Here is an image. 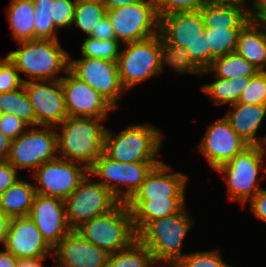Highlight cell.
<instances>
[{
    "label": "cell",
    "instance_id": "25",
    "mask_svg": "<svg viewBox=\"0 0 266 267\" xmlns=\"http://www.w3.org/2000/svg\"><path fill=\"white\" fill-rule=\"evenodd\" d=\"M34 186L18 179L0 195V212L11 218L28 216L36 195Z\"/></svg>",
    "mask_w": 266,
    "mask_h": 267
},
{
    "label": "cell",
    "instance_id": "40",
    "mask_svg": "<svg viewBox=\"0 0 266 267\" xmlns=\"http://www.w3.org/2000/svg\"><path fill=\"white\" fill-rule=\"evenodd\" d=\"M26 80L21 78L16 66L8 57L0 64V93L21 88Z\"/></svg>",
    "mask_w": 266,
    "mask_h": 267
},
{
    "label": "cell",
    "instance_id": "2",
    "mask_svg": "<svg viewBox=\"0 0 266 267\" xmlns=\"http://www.w3.org/2000/svg\"><path fill=\"white\" fill-rule=\"evenodd\" d=\"M18 44L20 47L7 57L19 72L26 74V81L60 80L62 77L57 74L68 71L69 53L58 40L35 39Z\"/></svg>",
    "mask_w": 266,
    "mask_h": 267
},
{
    "label": "cell",
    "instance_id": "44",
    "mask_svg": "<svg viewBox=\"0 0 266 267\" xmlns=\"http://www.w3.org/2000/svg\"><path fill=\"white\" fill-rule=\"evenodd\" d=\"M89 36L100 40L116 39L114 29L107 15L98 21L96 29H93Z\"/></svg>",
    "mask_w": 266,
    "mask_h": 267
},
{
    "label": "cell",
    "instance_id": "31",
    "mask_svg": "<svg viewBox=\"0 0 266 267\" xmlns=\"http://www.w3.org/2000/svg\"><path fill=\"white\" fill-rule=\"evenodd\" d=\"M0 114H14L30 127L36 126V118L24 86L0 93Z\"/></svg>",
    "mask_w": 266,
    "mask_h": 267
},
{
    "label": "cell",
    "instance_id": "41",
    "mask_svg": "<svg viewBox=\"0 0 266 267\" xmlns=\"http://www.w3.org/2000/svg\"><path fill=\"white\" fill-rule=\"evenodd\" d=\"M73 0H53V21L56 29L71 27L74 20Z\"/></svg>",
    "mask_w": 266,
    "mask_h": 267
},
{
    "label": "cell",
    "instance_id": "22",
    "mask_svg": "<svg viewBox=\"0 0 266 267\" xmlns=\"http://www.w3.org/2000/svg\"><path fill=\"white\" fill-rule=\"evenodd\" d=\"M185 201V198L130 199L126 204L138 234L150 221L178 213L185 207Z\"/></svg>",
    "mask_w": 266,
    "mask_h": 267
},
{
    "label": "cell",
    "instance_id": "10",
    "mask_svg": "<svg viewBox=\"0 0 266 267\" xmlns=\"http://www.w3.org/2000/svg\"><path fill=\"white\" fill-rule=\"evenodd\" d=\"M117 65L122 86L131 90L136 84L160 74V34L146 40L124 44Z\"/></svg>",
    "mask_w": 266,
    "mask_h": 267
},
{
    "label": "cell",
    "instance_id": "46",
    "mask_svg": "<svg viewBox=\"0 0 266 267\" xmlns=\"http://www.w3.org/2000/svg\"><path fill=\"white\" fill-rule=\"evenodd\" d=\"M251 5L252 9H248L250 21H258L266 13V0H251Z\"/></svg>",
    "mask_w": 266,
    "mask_h": 267
},
{
    "label": "cell",
    "instance_id": "15",
    "mask_svg": "<svg viewBox=\"0 0 266 267\" xmlns=\"http://www.w3.org/2000/svg\"><path fill=\"white\" fill-rule=\"evenodd\" d=\"M23 86L33 107L37 126L56 127L68 117L60 80L26 81Z\"/></svg>",
    "mask_w": 266,
    "mask_h": 267
},
{
    "label": "cell",
    "instance_id": "48",
    "mask_svg": "<svg viewBox=\"0 0 266 267\" xmlns=\"http://www.w3.org/2000/svg\"><path fill=\"white\" fill-rule=\"evenodd\" d=\"M17 258L5 248L0 251V267H16Z\"/></svg>",
    "mask_w": 266,
    "mask_h": 267
},
{
    "label": "cell",
    "instance_id": "43",
    "mask_svg": "<svg viewBox=\"0 0 266 267\" xmlns=\"http://www.w3.org/2000/svg\"><path fill=\"white\" fill-rule=\"evenodd\" d=\"M17 174L8 161L0 162V195L19 179Z\"/></svg>",
    "mask_w": 266,
    "mask_h": 267
},
{
    "label": "cell",
    "instance_id": "35",
    "mask_svg": "<svg viewBox=\"0 0 266 267\" xmlns=\"http://www.w3.org/2000/svg\"><path fill=\"white\" fill-rule=\"evenodd\" d=\"M105 15L106 9L102 2L75 4L73 24L89 36Z\"/></svg>",
    "mask_w": 266,
    "mask_h": 267
},
{
    "label": "cell",
    "instance_id": "9",
    "mask_svg": "<svg viewBox=\"0 0 266 267\" xmlns=\"http://www.w3.org/2000/svg\"><path fill=\"white\" fill-rule=\"evenodd\" d=\"M106 15L120 44L146 40L159 33V17L153 0H139L106 10Z\"/></svg>",
    "mask_w": 266,
    "mask_h": 267
},
{
    "label": "cell",
    "instance_id": "38",
    "mask_svg": "<svg viewBox=\"0 0 266 267\" xmlns=\"http://www.w3.org/2000/svg\"><path fill=\"white\" fill-rule=\"evenodd\" d=\"M238 102L266 105V71H259L250 78L248 85L240 94Z\"/></svg>",
    "mask_w": 266,
    "mask_h": 267
},
{
    "label": "cell",
    "instance_id": "29",
    "mask_svg": "<svg viewBox=\"0 0 266 267\" xmlns=\"http://www.w3.org/2000/svg\"><path fill=\"white\" fill-rule=\"evenodd\" d=\"M251 77H238L232 80L215 77V81L204 84L201 90L209 95L215 105L234 104L246 88Z\"/></svg>",
    "mask_w": 266,
    "mask_h": 267
},
{
    "label": "cell",
    "instance_id": "36",
    "mask_svg": "<svg viewBox=\"0 0 266 267\" xmlns=\"http://www.w3.org/2000/svg\"><path fill=\"white\" fill-rule=\"evenodd\" d=\"M120 43L116 39L100 40L86 36L81 46L82 57L118 61Z\"/></svg>",
    "mask_w": 266,
    "mask_h": 267
},
{
    "label": "cell",
    "instance_id": "33",
    "mask_svg": "<svg viewBox=\"0 0 266 267\" xmlns=\"http://www.w3.org/2000/svg\"><path fill=\"white\" fill-rule=\"evenodd\" d=\"M242 28H205L204 35L214 58L236 51L238 36Z\"/></svg>",
    "mask_w": 266,
    "mask_h": 267
},
{
    "label": "cell",
    "instance_id": "57",
    "mask_svg": "<svg viewBox=\"0 0 266 267\" xmlns=\"http://www.w3.org/2000/svg\"><path fill=\"white\" fill-rule=\"evenodd\" d=\"M6 58H7V56L4 57V59H3V58L1 59V57H0V64H1Z\"/></svg>",
    "mask_w": 266,
    "mask_h": 267
},
{
    "label": "cell",
    "instance_id": "56",
    "mask_svg": "<svg viewBox=\"0 0 266 267\" xmlns=\"http://www.w3.org/2000/svg\"><path fill=\"white\" fill-rule=\"evenodd\" d=\"M167 266H169V267H176L175 265H167ZM156 267H165V266L163 264H160V265H157Z\"/></svg>",
    "mask_w": 266,
    "mask_h": 267
},
{
    "label": "cell",
    "instance_id": "14",
    "mask_svg": "<svg viewBox=\"0 0 266 267\" xmlns=\"http://www.w3.org/2000/svg\"><path fill=\"white\" fill-rule=\"evenodd\" d=\"M68 70L101 94L115 109L118 99L126 92L122 86L117 61L100 58L72 60L69 55Z\"/></svg>",
    "mask_w": 266,
    "mask_h": 267
},
{
    "label": "cell",
    "instance_id": "34",
    "mask_svg": "<svg viewBox=\"0 0 266 267\" xmlns=\"http://www.w3.org/2000/svg\"><path fill=\"white\" fill-rule=\"evenodd\" d=\"M34 4L35 39L58 40L53 17V0H32Z\"/></svg>",
    "mask_w": 266,
    "mask_h": 267
},
{
    "label": "cell",
    "instance_id": "11",
    "mask_svg": "<svg viewBox=\"0 0 266 267\" xmlns=\"http://www.w3.org/2000/svg\"><path fill=\"white\" fill-rule=\"evenodd\" d=\"M91 179L87 174L64 200L66 220L71 229H76L83 222L113 210L120 203L108 188L97 181L92 182Z\"/></svg>",
    "mask_w": 266,
    "mask_h": 267
},
{
    "label": "cell",
    "instance_id": "50",
    "mask_svg": "<svg viewBox=\"0 0 266 267\" xmlns=\"http://www.w3.org/2000/svg\"><path fill=\"white\" fill-rule=\"evenodd\" d=\"M44 259L46 258H21L17 260L16 267H44Z\"/></svg>",
    "mask_w": 266,
    "mask_h": 267
},
{
    "label": "cell",
    "instance_id": "4",
    "mask_svg": "<svg viewBox=\"0 0 266 267\" xmlns=\"http://www.w3.org/2000/svg\"><path fill=\"white\" fill-rule=\"evenodd\" d=\"M200 10L175 12L159 17V34L169 43L185 47L190 59L201 70L215 59L210 52Z\"/></svg>",
    "mask_w": 266,
    "mask_h": 267
},
{
    "label": "cell",
    "instance_id": "53",
    "mask_svg": "<svg viewBox=\"0 0 266 267\" xmlns=\"http://www.w3.org/2000/svg\"><path fill=\"white\" fill-rule=\"evenodd\" d=\"M75 4L101 2V0H73Z\"/></svg>",
    "mask_w": 266,
    "mask_h": 267
},
{
    "label": "cell",
    "instance_id": "7",
    "mask_svg": "<svg viewBox=\"0 0 266 267\" xmlns=\"http://www.w3.org/2000/svg\"><path fill=\"white\" fill-rule=\"evenodd\" d=\"M265 155L266 152L260 145H249L231 161L216 169L224 174L230 200L245 205L262 189L257 186V179L260 180L257 176L263 168ZM262 170L266 173V166Z\"/></svg>",
    "mask_w": 266,
    "mask_h": 267
},
{
    "label": "cell",
    "instance_id": "27",
    "mask_svg": "<svg viewBox=\"0 0 266 267\" xmlns=\"http://www.w3.org/2000/svg\"><path fill=\"white\" fill-rule=\"evenodd\" d=\"M7 10V20L14 40H35L33 1L11 0Z\"/></svg>",
    "mask_w": 266,
    "mask_h": 267
},
{
    "label": "cell",
    "instance_id": "39",
    "mask_svg": "<svg viewBox=\"0 0 266 267\" xmlns=\"http://www.w3.org/2000/svg\"><path fill=\"white\" fill-rule=\"evenodd\" d=\"M158 17L175 12L200 10L204 0H153Z\"/></svg>",
    "mask_w": 266,
    "mask_h": 267
},
{
    "label": "cell",
    "instance_id": "19",
    "mask_svg": "<svg viewBox=\"0 0 266 267\" xmlns=\"http://www.w3.org/2000/svg\"><path fill=\"white\" fill-rule=\"evenodd\" d=\"M58 267H107L109 254L72 229L54 248Z\"/></svg>",
    "mask_w": 266,
    "mask_h": 267
},
{
    "label": "cell",
    "instance_id": "52",
    "mask_svg": "<svg viewBox=\"0 0 266 267\" xmlns=\"http://www.w3.org/2000/svg\"><path fill=\"white\" fill-rule=\"evenodd\" d=\"M248 0H204L205 3L215 4V5H235L242 8H245L247 11L249 7L246 8L245 3ZM251 2V0L249 1Z\"/></svg>",
    "mask_w": 266,
    "mask_h": 267
},
{
    "label": "cell",
    "instance_id": "1",
    "mask_svg": "<svg viewBox=\"0 0 266 267\" xmlns=\"http://www.w3.org/2000/svg\"><path fill=\"white\" fill-rule=\"evenodd\" d=\"M104 120L68 116L55 127L61 132H57V154L60 153V157L79 162L89 169L103 153L106 128L101 122Z\"/></svg>",
    "mask_w": 266,
    "mask_h": 267
},
{
    "label": "cell",
    "instance_id": "47",
    "mask_svg": "<svg viewBox=\"0 0 266 267\" xmlns=\"http://www.w3.org/2000/svg\"><path fill=\"white\" fill-rule=\"evenodd\" d=\"M11 219L10 216L0 212V245L5 244Z\"/></svg>",
    "mask_w": 266,
    "mask_h": 267
},
{
    "label": "cell",
    "instance_id": "16",
    "mask_svg": "<svg viewBox=\"0 0 266 267\" xmlns=\"http://www.w3.org/2000/svg\"><path fill=\"white\" fill-rule=\"evenodd\" d=\"M63 76L61 86L64 92L65 108L71 117H92L105 119L115 108L86 82L81 81L69 70Z\"/></svg>",
    "mask_w": 266,
    "mask_h": 267
},
{
    "label": "cell",
    "instance_id": "24",
    "mask_svg": "<svg viewBox=\"0 0 266 267\" xmlns=\"http://www.w3.org/2000/svg\"><path fill=\"white\" fill-rule=\"evenodd\" d=\"M236 52L259 71H266V29L258 21H249L242 28Z\"/></svg>",
    "mask_w": 266,
    "mask_h": 267
},
{
    "label": "cell",
    "instance_id": "21",
    "mask_svg": "<svg viewBox=\"0 0 266 267\" xmlns=\"http://www.w3.org/2000/svg\"><path fill=\"white\" fill-rule=\"evenodd\" d=\"M170 170L166 163L155 165L131 199L185 198L188 177Z\"/></svg>",
    "mask_w": 266,
    "mask_h": 267
},
{
    "label": "cell",
    "instance_id": "32",
    "mask_svg": "<svg viewBox=\"0 0 266 267\" xmlns=\"http://www.w3.org/2000/svg\"><path fill=\"white\" fill-rule=\"evenodd\" d=\"M155 259L138 239L128 248L109 254L107 267H153Z\"/></svg>",
    "mask_w": 266,
    "mask_h": 267
},
{
    "label": "cell",
    "instance_id": "28",
    "mask_svg": "<svg viewBox=\"0 0 266 267\" xmlns=\"http://www.w3.org/2000/svg\"><path fill=\"white\" fill-rule=\"evenodd\" d=\"M259 70L236 51L225 56L215 58L210 67L203 70L202 75L214 74L215 77L235 79L238 77H253Z\"/></svg>",
    "mask_w": 266,
    "mask_h": 267
},
{
    "label": "cell",
    "instance_id": "8",
    "mask_svg": "<svg viewBox=\"0 0 266 267\" xmlns=\"http://www.w3.org/2000/svg\"><path fill=\"white\" fill-rule=\"evenodd\" d=\"M161 162L121 163L102 153L88 169L90 176L102 179L97 182L108 188L122 203H127L138 191L152 168ZM125 186L126 190L121 188Z\"/></svg>",
    "mask_w": 266,
    "mask_h": 267
},
{
    "label": "cell",
    "instance_id": "20",
    "mask_svg": "<svg viewBox=\"0 0 266 267\" xmlns=\"http://www.w3.org/2000/svg\"><path fill=\"white\" fill-rule=\"evenodd\" d=\"M4 247L17 259L47 258L53 248L28 216L13 217Z\"/></svg>",
    "mask_w": 266,
    "mask_h": 267
},
{
    "label": "cell",
    "instance_id": "26",
    "mask_svg": "<svg viewBox=\"0 0 266 267\" xmlns=\"http://www.w3.org/2000/svg\"><path fill=\"white\" fill-rule=\"evenodd\" d=\"M200 12L205 28H243L250 21L248 11L235 5L204 3Z\"/></svg>",
    "mask_w": 266,
    "mask_h": 267
},
{
    "label": "cell",
    "instance_id": "18",
    "mask_svg": "<svg viewBox=\"0 0 266 267\" xmlns=\"http://www.w3.org/2000/svg\"><path fill=\"white\" fill-rule=\"evenodd\" d=\"M28 217L54 248L72 229L66 220L64 200L36 194Z\"/></svg>",
    "mask_w": 266,
    "mask_h": 267
},
{
    "label": "cell",
    "instance_id": "12",
    "mask_svg": "<svg viewBox=\"0 0 266 267\" xmlns=\"http://www.w3.org/2000/svg\"><path fill=\"white\" fill-rule=\"evenodd\" d=\"M40 127L31 126L11 141L7 161L17 171L24 168L35 171L45 162L58 157L57 130L54 126Z\"/></svg>",
    "mask_w": 266,
    "mask_h": 267
},
{
    "label": "cell",
    "instance_id": "49",
    "mask_svg": "<svg viewBox=\"0 0 266 267\" xmlns=\"http://www.w3.org/2000/svg\"><path fill=\"white\" fill-rule=\"evenodd\" d=\"M11 140L0 131V162L7 161Z\"/></svg>",
    "mask_w": 266,
    "mask_h": 267
},
{
    "label": "cell",
    "instance_id": "3",
    "mask_svg": "<svg viewBox=\"0 0 266 267\" xmlns=\"http://www.w3.org/2000/svg\"><path fill=\"white\" fill-rule=\"evenodd\" d=\"M185 209L150 221L137 234V239L148 248L157 264L176 265L186 255L181 253L182 242L193 220Z\"/></svg>",
    "mask_w": 266,
    "mask_h": 267
},
{
    "label": "cell",
    "instance_id": "30",
    "mask_svg": "<svg viewBox=\"0 0 266 267\" xmlns=\"http://www.w3.org/2000/svg\"><path fill=\"white\" fill-rule=\"evenodd\" d=\"M164 65L175 69L178 75L189 73L201 76L202 73L190 59L185 47L172 45L160 35V73L164 72Z\"/></svg>",
    "mask_w": 266,
    "mask_h": 267
},
{
    "label": "cell",
    "instance_id": "54",
    "mask_svg": "<svg viewBox=\"0 0 266 267\" xmlns=\"http://www.w3.org/2000/svg\"><path fill=\"white\" fill-rule=\"evenodd\" d=\"M258 22L266 29V13L258 20Z\"/></svg>",
    "mask_w": 266,
    "mask_h": 267
},
{
    "label": "cell",
    "instance_id": "13",
    "mask_svg": "<svg viewBox=\"0 0 266 267\" xmlns=\"http://www.w3.org/2000/svg\"><path fill=\"white\" fill-rule=\"evenodd\" d=\"M87 174L83 164L58 156L39 166L31 176L37 183L36 194L65 200Z\"/></svg>",
    "mask_w": 266,
    "mask_h": 267
},
{
    "label": "cell",
    "instance_id": "55",
    "mask_svg": "<svg viewBox=\"0 0 266 267\" xmlns=\"http://www.w3.org/2000/svg\"><path fill=\"white\" fill-rule=\"evenodd\" d=\"M265 145H266V135L264 136L263 142L260 145L264 149V151L266 152V146Z\"/></svg>",
    "mask_w": 266,
    "mask_h": 267
},
{
    "label": "cell",
    "instance_id": "6",
    "mask_svg": "<svg viewBox=\"0 0 266 267\" xmlns=\"http://www.w3.org/2000/svg\"><path fill=\"white\" fill-rule=\"evenodd\" d=\"M75 230L108 254L124 250L137 240L132 213L122 202L113 210L83 222Z\"/></svg>",
    "mask_w": 266,
    "mask_h": 267
},
{
    "label": "cell",
    "instance_id": "23",
    "mask_svg": "<svg viewBox=\"0 0 266 267\" xmlns=\"http://www.w3.org/2000/svg\"><path fill=\"white\" fill-rule=\"evenodd\" d=\"M225 115L233 130L249 145H261L264 137L257 138V131L266 116V105L234 103Z\"/></svg>",
    "mask_w": 266,
    "mask_h": 267
},
{
    "label": "cell",
    "instance_id": "17",
    "mask_svg": "<svg viewBox=\"0 0 266 267\" xmlns=\"http://www.w3.org/2000/svg\"><path fill=\"white\" fill-rule=\"evenodd\" d=\"M249 144L232 128L228 120L223 118L209 125L199 149L209 164L216 170L221 164L231 161Z\"/></svg>",
    "mask_w": 266,
    "mask_h": 267
},
{
    "label": "cell",
    "instance_id": "5",
    "mask_svg": "<svg viewBox=\"0 0 266 267\" xmlns=\"http://www.w3.org/2000/svg\"><path fill=\"white\" fill-rule=\"evenodd\" d=\"M105 131L103 153L121 163L162 162L157 156L161 150L162 132L150 124L130 125L118 135Z\"/></svg>",
    "mask_w": 266,
    "mask_h": 267
},
{
    "label": "cell",
    "instance_id": "37",
    "mask_svg": "<svg viewBox=\"0 0 266 267\" xmlns=\"http://www.w3.org/2000/svg\"><path fill=\"white\" fill-rule=\"evenodd\" d=\"M176 267H232L222 258L219 250L196 251L186 254Z\"/></svg>",
    "mask_w": 266,
    "mask_h": 267
},
{
    "label": "cell",
    "instance_id": "42",
    "mask_svg": "<svg viewBox=\"0 0 266 267\" xmlns=\"http://www.w3.org/2000/svg\"><path fill=\"white\" fill-rule=\"evenodd\" d=\"M30 126L14 114H0V131L11 141L24 133Z\"/></svg>",
    "mask_w": 266,
    "mask_h": 267
},
{
    "label": "cell",
    "instance_id": "45",
    "mask_svg": "<svg viewBox=\"0 0 266 267\" xmlns=\"http://www.w3.org/2000/svg\"><path fill=\"white\" fill-rule=\"evenodd\" d=\"M256 218L266 223V189H261L258 194L247 203Z\"/></svg>",
    "mask_w": 266,
    "mask_h": 267
},
{
    "label": "cell",
    "instance_id": "51",
    "mask_svg": "<svg viewBox=\"0 0 266 267\" xmlns=\"http://www.w3.org/2000/svg\"><path fill=\"white\" fill-rule=\"evenodd\" d=\"M139 0H101L106 10L119 8L138 2Z\"/></svg>",
    "mask_w": 266,
    "mask_h": 267
}]
</instances>
